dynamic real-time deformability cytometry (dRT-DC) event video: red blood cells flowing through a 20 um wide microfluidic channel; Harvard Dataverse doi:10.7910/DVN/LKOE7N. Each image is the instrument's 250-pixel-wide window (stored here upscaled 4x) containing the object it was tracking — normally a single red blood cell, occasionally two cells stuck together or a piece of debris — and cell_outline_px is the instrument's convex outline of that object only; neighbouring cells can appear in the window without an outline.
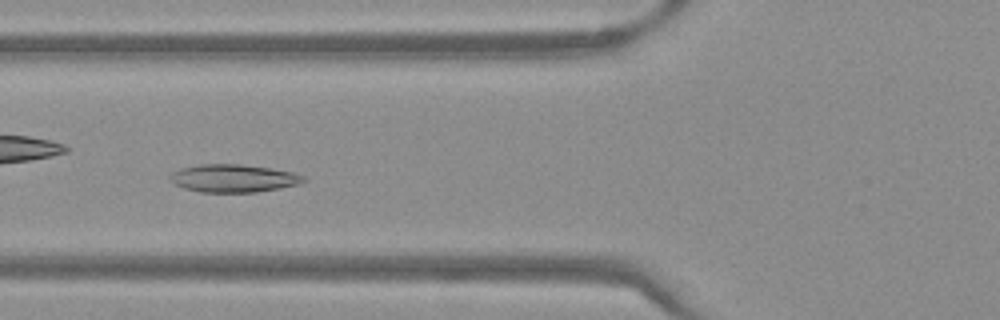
{"species": "Egyptian fruit bat (a non-hibernating species)", "species_latin": "Rousettus aegyptiacus", "temperature_condition": "warm", "stored_images_in_passage": 52, "camera_frame_rate_fps": 3000, "um_per_image_px": 0.085, "frame": {"image": 1, "passage_image": 21, "time_ms": 6.667, "image_size_px": [1000, 320], "cell_outline_px": [[308, 180], [300, 184], [280, 188], [256, 192], [200, 192], [184, 188], [176, 184], [168, 176], [172, 172], [180, 168], [200, 164], [240, 164], [272, 168], [292, 172], [304, 176]], "centroid_in_image_um": [19.87, 15.15], "position_along_channel_um": 105.9, "area_um2": 21.73}}
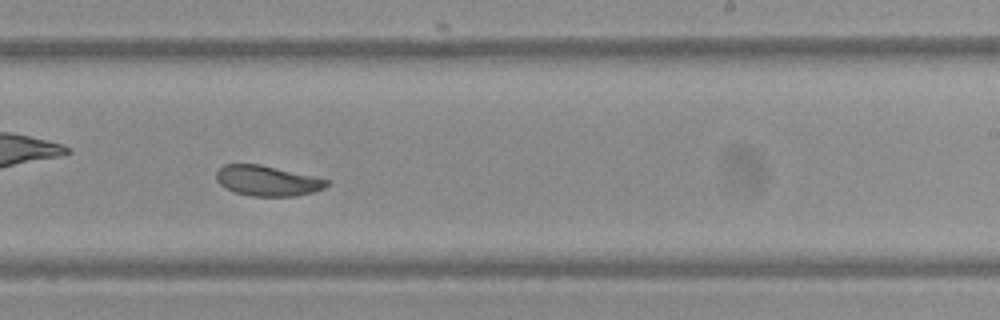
{"frame": {"image": 2, "passage_image": 33, "time_ms": 10.667, "image_size_px": [1000, 320], "cell_outline_px": [[328, 184], [324, 188], [312, 192], [296, 196], [252, 196], [236, 192], [220, 184], [216, 180], [216, 172], [224, 164], [260, 164], [312, 176], [328, 180]], "centroid_in_image_um": [22.7, 15.36], "position_along_channel_um": 266.3, "area_um2": 19.19}}
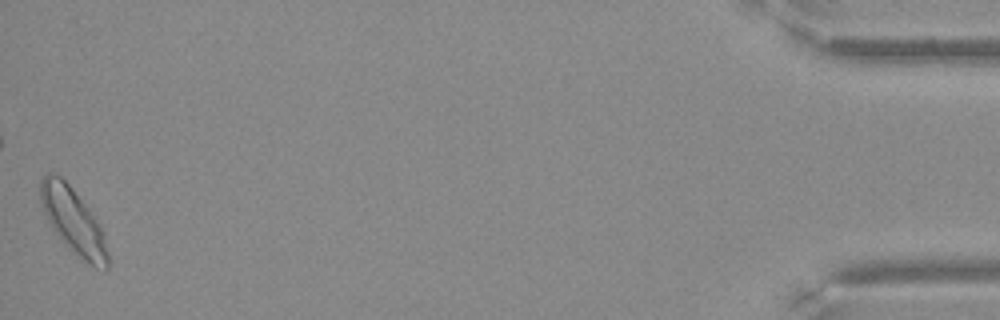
{"frame": {"image": 3, "passage_image": 52, "time_ms": 17.0, "image_size_px": [1000, 320], "cell_outline_px": [[108, 268], [104, 272], [88, 264], [68, 248], [56, 236], [44, 212], [40, 200], [40, 180], [48, 172], [52, 172], [60, 176], [72, 188], [88, 208], [100, 224], [104, 232], [108, 252]], "centroid_in_image_um": [6.24, 18.83], "position_along_channel_um": 429.0, "area_um2": 25.95}}